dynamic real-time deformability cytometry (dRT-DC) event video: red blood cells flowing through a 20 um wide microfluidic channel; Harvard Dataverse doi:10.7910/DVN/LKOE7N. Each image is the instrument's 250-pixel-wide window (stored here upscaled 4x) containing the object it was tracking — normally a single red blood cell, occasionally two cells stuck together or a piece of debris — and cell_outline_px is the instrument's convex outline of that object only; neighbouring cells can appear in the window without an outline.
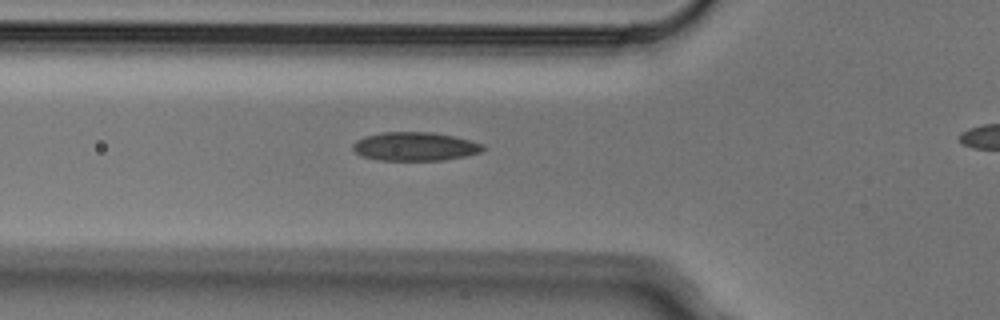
{"species": "Egyptian fruit bat (a non-hibernating species)", "species_latin": "Rousettus aegyptiacus", "temperature_condition": "cold", "stored_images_in_passage": 5, "segment_of_instrument_passage": [1, 2], "camera_frame_rate_fps": 3000, "um_per_image_px": 0.085, "animal": {"sex": "male"}, "frame": {"image": 1, "passage_image": 4, "time_ms": 1.0, "image_size_px": [1000, 320], "cell_outline_px": [[488, 148], [480, 152], [464, 156], [444, 160], [380, 160], [360, 156], [352, 148], [352, 144], [356, 140], [364, 136], [384, 132], [432, 132], [452, 136], [484, 144]], "centroid_in_image_um": [35.26, 12.45], "position_along_channel_um": 90.5, "area_um2": 21.73}}